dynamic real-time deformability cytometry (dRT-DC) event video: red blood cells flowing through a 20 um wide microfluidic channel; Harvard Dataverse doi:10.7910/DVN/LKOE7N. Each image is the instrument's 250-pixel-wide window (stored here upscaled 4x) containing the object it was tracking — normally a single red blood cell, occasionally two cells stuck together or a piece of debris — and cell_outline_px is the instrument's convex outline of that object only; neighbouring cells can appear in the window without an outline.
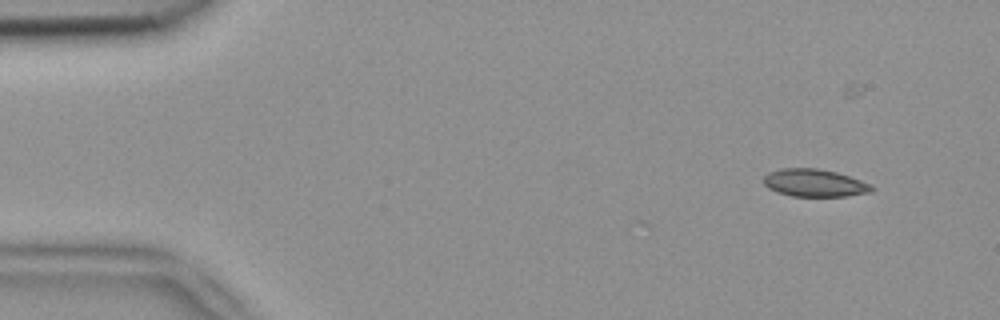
{"species": "common noctule bat (a hibernating species)", "species_latin": "Nyctalus noctula", "temperature_condition": "room temperature", "stored_images_in_passage": 2, "camera_frame_rate_fps": 3000, "um_per_image_px": 0.085, "animal": {"sex": "female", "body_mass_g": 18.4}, "frame": {"image": 1, "passage_image": 2, "time_ms": 0.333, "image_size_px": [1000, 320], "cell_outline_px": [[876, 188], [872, 192], [844, 196], [792, 196], [768, 188], [764, 184], [764, 176], [768, 172], [780, 168], [816, 168], [836, 172], [872, 184]], "centroid_in_image_um": [69.25, 15.54], "position_along_channel_um": 15.7, "area_um2": 17.34}}